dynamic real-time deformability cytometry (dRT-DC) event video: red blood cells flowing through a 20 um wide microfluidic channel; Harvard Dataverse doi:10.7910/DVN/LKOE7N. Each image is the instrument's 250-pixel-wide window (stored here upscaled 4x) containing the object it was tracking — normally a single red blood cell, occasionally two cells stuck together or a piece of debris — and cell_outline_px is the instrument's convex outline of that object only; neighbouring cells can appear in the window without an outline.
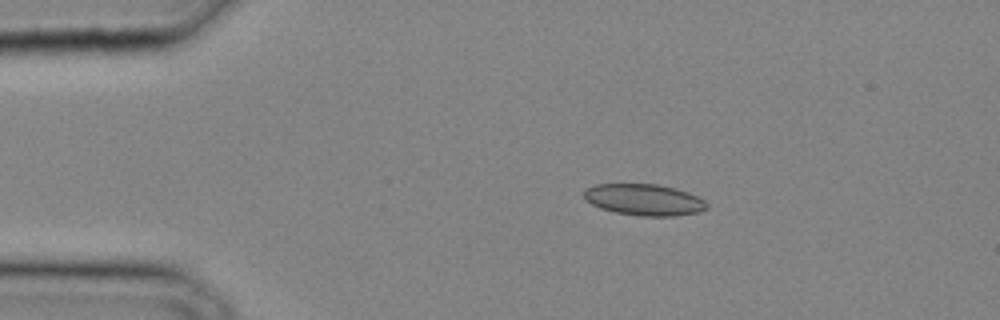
{"species": "common noctule bat (a hibernating species)", "species_latin": "Nyctalus noctula", "temperature_condition": "cold", "stored_images_in_passage": 10, "camera_frame_rate_fps": 3000, "um_per_image_px": 0.085, "animal": {"sex": "male", "body_mass_g": 20.4}, "frame": {"image": 1, "passage_image": 2, "time_ms": 0.333, "image_size_px": [1000, 320], "cell_outline_px": [[708, 208], [700, 212], [676, 216], [640, 216], [616, 212], [600, 208], [584, 200], [584, 192], [588, 188], [596, 184], [656, 184], [676, 188], [688, 192], [704, 200], [708, 204]], "centroid_in_image_um": [54.77, 16.98], "position_along_channel_um": 30.2, "area_um2": 22.54}}
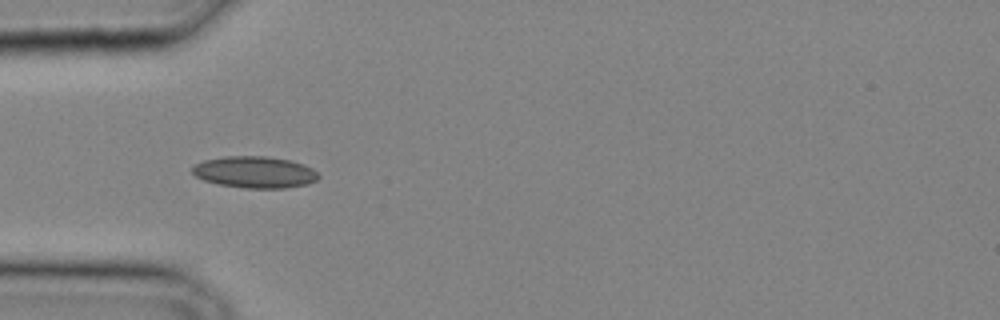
{"frame": {"image": 2, "passage_image": 6, "time_ms": 1.667, "image_size_px": [1000, 320], "cell_outline_px": [[320, 176], [316, 180], [308, 184], [284, 188], [244, 188], [220, 184], [204, 180], [196, 176], [192, 172], [192, 168], [196, 164], [204, 160], [224, 156], [264, 156], [288, 160], [304, 164], [312, 168]], "centroid_in_image_um": [21.66, 14.63], "position_along_channel_um": 63.3, "area_um2": 23.12}}
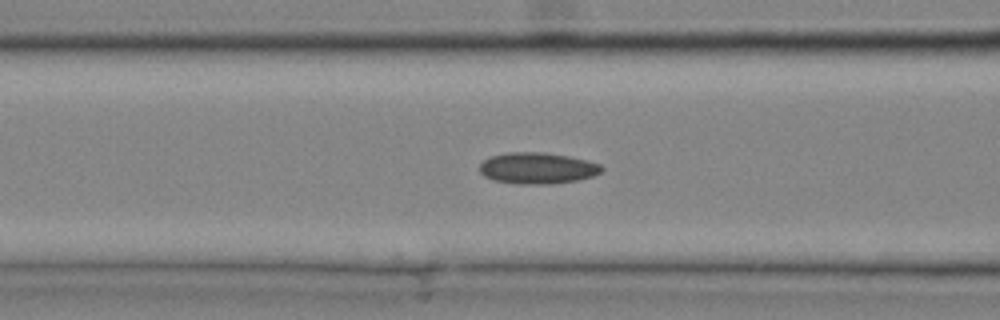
{"frame": {"image": 3, "passage_image": 9, "time_ms": 2.667, "image_size_px": [1000, 320], "cell_outline_px": [[440, 216], [432, 220], [416, 224], [320, 224], [288, 216], [284, 212], [292, 208], [436, 208]], "centroid_in_image_um": [30.98, 18.32], "position_along_channel_um": 135.6, "area_um2": 16.01}}